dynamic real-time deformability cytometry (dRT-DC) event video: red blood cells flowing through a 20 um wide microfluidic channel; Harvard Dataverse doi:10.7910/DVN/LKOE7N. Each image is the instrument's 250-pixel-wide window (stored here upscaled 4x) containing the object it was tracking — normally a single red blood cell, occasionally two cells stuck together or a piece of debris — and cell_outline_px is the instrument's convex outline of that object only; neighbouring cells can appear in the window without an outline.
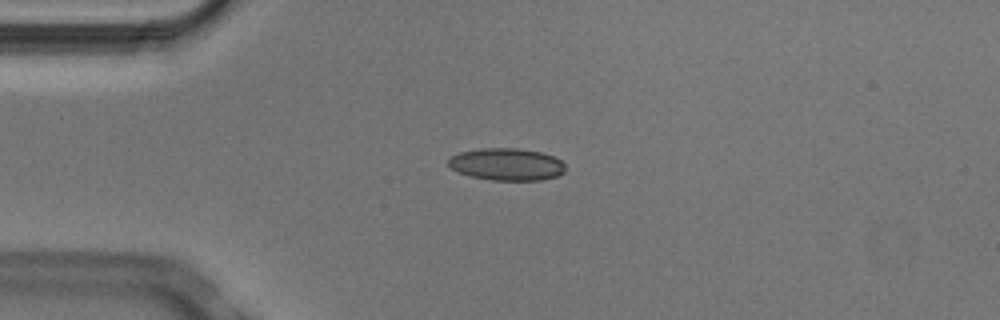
{"species": "Egyptian fruit bat (a non-hibernating species)", "species_latin": "Rousettus aegyptiacus", "temperature_condition": "cold", "stored_images_in_passage": 6, "camera_frame_rate_fps": 3000, "um_per_image_px": 0.085, "animal": {"sex": "male"}, "frame": {"image": 1, "passage_image": 3, "time_ms": 0.667, "image_size_px": [1000, 320], "cell_outline_px": [[564, 172], [556, 176], [540, 180], [492, 180], [472, 176], [460, 172], [452, 168], [448, 164], [448, 160], [452, 156], [460, 152], [480, 148], [516, 148], [540, 152], [552, 156], [560, 160], [564, 164]], "centroid_in_image_um": [43.07, 13.96], "position_along_channel_um": 41.9, "area_um2": 21.68}}
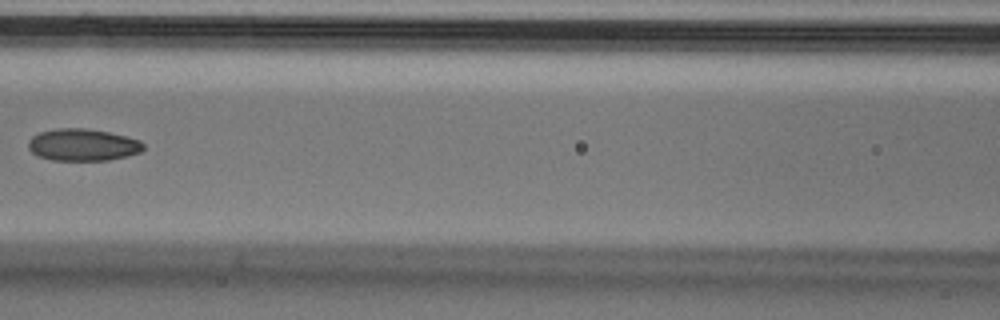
{"frame": {"image": 2, "passage_image": 6, "time_ms": 1.667, "image_size_px": [1000, 320], "cell_outline_px": [[144, 148], [140, 152], [128, 156], [108, 160], [52, 160], [36, 156], [28, 148], [28, 140], [32, 136], [40, 132], [56, 128], [84, 128], [108, 132], [128, 136], [140, 140], [144, 144]], "centroid_in_image_um": [7.03, 12.31], "position_along_channel_um": 159.6, "area_um2": 21.68}}